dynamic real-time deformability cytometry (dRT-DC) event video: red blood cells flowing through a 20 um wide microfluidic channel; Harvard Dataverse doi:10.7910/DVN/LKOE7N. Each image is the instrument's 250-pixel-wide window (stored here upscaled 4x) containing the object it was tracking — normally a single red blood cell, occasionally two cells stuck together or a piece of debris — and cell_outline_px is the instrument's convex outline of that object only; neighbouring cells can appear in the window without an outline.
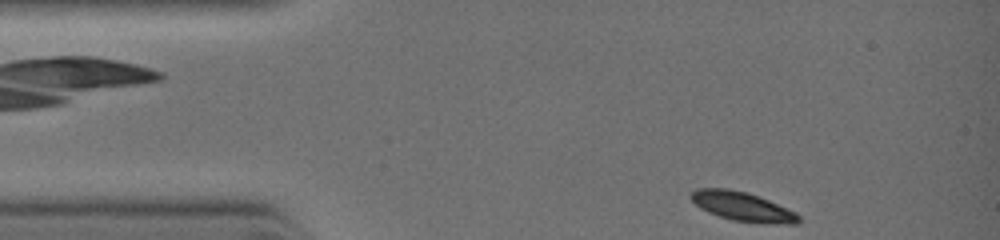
{"species": "common noctule bat (a hibernating species)", "species_latin": "Nyctalus noctula", "temperature_condition": "warm", "stored_images_in_passage": 2, "camera_frame_rate_fps": 3000, "um_per_image_px": 0.085, "animal": {"sex": "female", "body_mass_g": 19.0, "forearm_length_mm": 51.5}, "frame": {"image": 1, "passage_image": 2, "time_ms": 0.667, "image_size_px": [1000, 240], "cell_outline_px": [[800, 220], [796, 224], [764, 224], [732, 220], [708, 212], [700, 208], [688, 196], [696, 188], [728, 188], [748, 192], [768, 200], [796, 212], [800, 216]], "centroid_in_image_um": [63.11, 17.56], "position_along_channel_um": 21.9, "area_um2": 18.44}}